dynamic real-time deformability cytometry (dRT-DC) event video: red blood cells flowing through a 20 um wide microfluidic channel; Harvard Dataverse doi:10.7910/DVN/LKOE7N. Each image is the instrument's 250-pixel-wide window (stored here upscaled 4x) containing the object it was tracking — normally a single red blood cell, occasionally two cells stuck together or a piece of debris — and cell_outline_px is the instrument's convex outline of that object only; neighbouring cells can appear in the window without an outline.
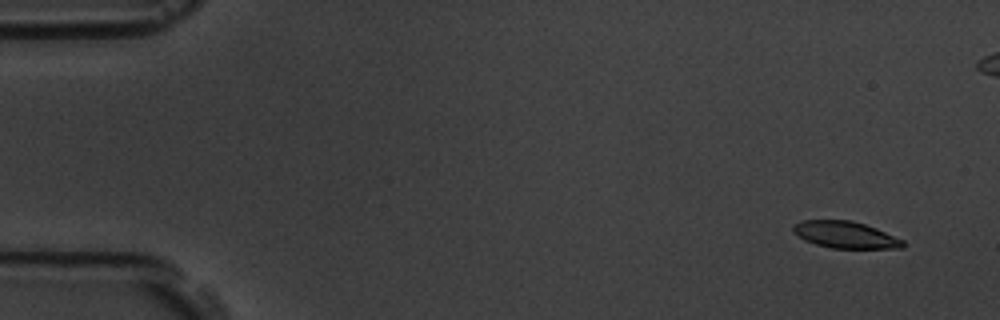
{"species": "common noctule bat (a hibernating species)", "species_latin": "Nyctalus noctula", "temperature_condition": "room temperature", "stored_images_in_passage": 6, "camera_frame_rate_fps": 3000, "um_per_image_px": 0.085, "animal": {"sex": "male", "body_mass_g": 19.5, "forearm_length_mm": 54.6}, "frame": {"image": 1, "passage_image": 1, "time_ms": 0.0, "image_size_px": [1000, 320], "cell_outline_px": [[904, 248], [832, 248], [816, 244], [804, 240], [792, 232], [792, 224], [804, 220], [852, 220], [876, 228], [904, 240]], "centroid_in_image_um": [71.83, 19.95], "position_along_channel_um": 13.2, "area_um2": 17.17}}